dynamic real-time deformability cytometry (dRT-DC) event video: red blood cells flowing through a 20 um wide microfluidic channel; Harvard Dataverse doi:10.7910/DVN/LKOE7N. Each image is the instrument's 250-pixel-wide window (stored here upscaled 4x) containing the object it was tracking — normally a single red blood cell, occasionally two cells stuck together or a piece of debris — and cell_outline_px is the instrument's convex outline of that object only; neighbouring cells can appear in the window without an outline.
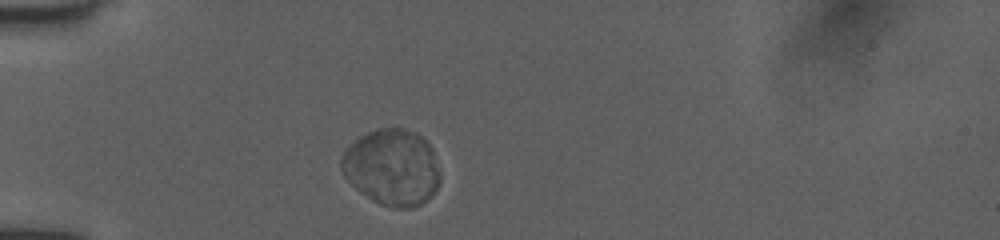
{"species": "human", "species_latin": "Homo sapiens", "temperature_condition": "room temperature", "stored_images_in_passage": 37, "camera_frame_rate_fps": 3000, "um_per_image_px": 0.085, "donor": {"sex": "female"}, "frame": {"image": 1, "passage_image": 1, "time_ms": 0.0, "image_size_px": [1000, 240], "cell_outline_px": [[440, 184], [436, 192], [428, 200], [412, 208], [396, 208], [380, 204], [372, 200], [360, 192], [344, 176], [340, 168], [340, 160], [344, 152], [360, 136], [376, 128], [404, 128], [416, 132], [432, 148], [440, 172]], "centroid_in_image_um": [33.34, 14.24], "position_along_channel_um": 51.7, "area_um2": 44.1}}
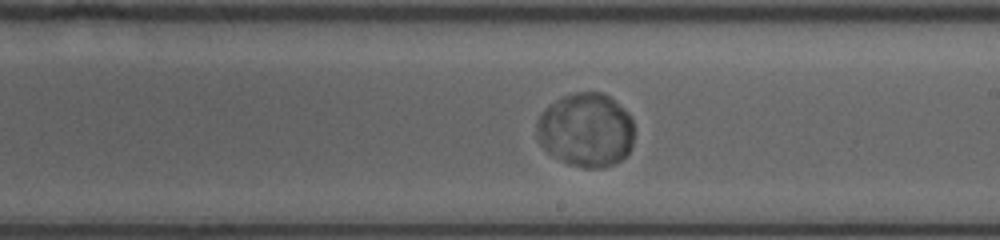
{"frame": {"image": 2, "passage_image": 17, "time_ms": 5.333, "image_size_px": [1000, 240], "cell_outline_px": [[632, 144], [628, 152], [620, 160], [604, 168], [584, 168], [568, 164], [552, 156], [540, 144], [536, 136], [536, 120], [548, 104], [564, 96], [576, 92], [604, 92], [624, 108], [628, 112], [632, 120]], "centroid_in_image_um": [49.77, 11.05], "position_along_channel_um": 239.2, "area_um2": 42.25}}
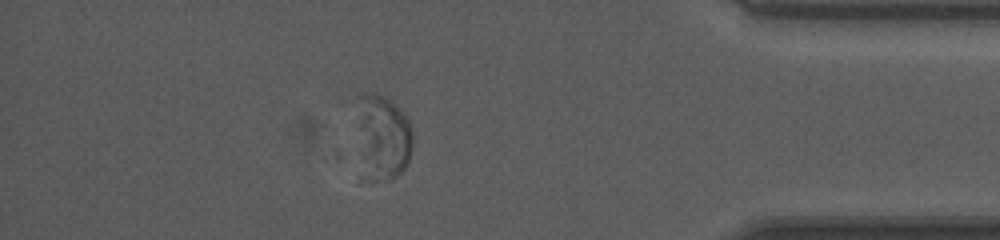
{"frame": {"image": 3, "passage_image": 32, "time_ms": 10.333, "image_size_px": [1000, 240], "cell_outline_px": [[412, 144], [408, 164], [396, 176], [388, 180], [372, 180], [356, 96], [364, 92], [376, 92], [396, 104], [404, 112], [408, 120], [412, 132]], "centroid_in_image_um": [32.69, 11.5], "position_along_channel_um": 402.5, "area_um2": 25.43}, "authors_computed_cell_mechanics": {"area_um2": 42.7142, "velocity_mm_per_s": 3.9059, "shape_relaxation_time_tau1_ms": 1.6793, "shape_relaxation_time_tau2_ms": null, "deformation_change_tau1": 0.0313, "deformation_change_tau2": null}}